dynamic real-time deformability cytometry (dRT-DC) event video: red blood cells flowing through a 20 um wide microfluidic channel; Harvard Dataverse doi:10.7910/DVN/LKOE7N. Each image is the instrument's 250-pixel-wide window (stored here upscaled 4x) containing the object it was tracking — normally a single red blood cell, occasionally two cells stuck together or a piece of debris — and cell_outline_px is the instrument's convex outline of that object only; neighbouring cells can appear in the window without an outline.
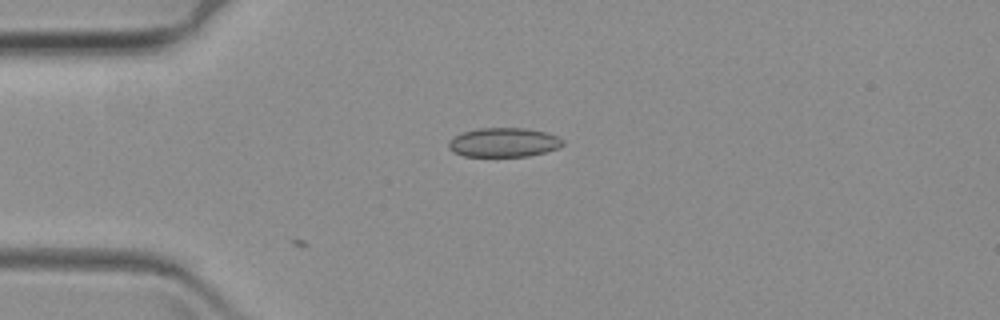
{"species": "common noctule bat (a hibernating species)", "species_latin": "Nyctalus noctula", "temperature_condition": "warm", "stored_images_in_passage": 35, "camera_frame_rate_fps": 3000, "um_per_image_px": 0.085, "animal": {"sex": "female", "body_mass_g": 19.3, "forearm_length_mm": 54.1}, "frame": {"image": 1, "passage_image": 1, "time_ms": 0.0, "image_size_px": [1000, 320], "cell_outline_px": [[564, 144], [560, 148], [528, 156], [464, 156], [452, 152], [448, 148], [448, 140], [464, 132], [480, 128], [524, 128], [548, 132], [564, 140]], "centroid_in_image_um": [42.83, 12.11], "position_along_channel_um": 42.2, "area_um2": 19.48}}
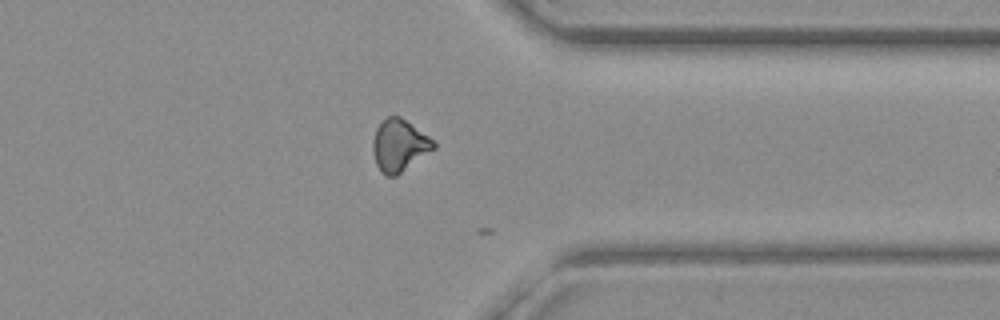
{"frame": {"image": 2, "passage_image": 34, "time_ms": 11.0, "image_size_px": [1000, 320], "cell_outline_px": [[436, 148], [396, 176], [384, 176], [380, 172], [376, 164], [372, 152], [372, 140], [376, 128], [388, 116], [400, 116], [428, 136], [436, 144]], "centroid_in_image_um": [33.91, 12.38], "position_along_channel_um": 377.5, "area_um2": 18.44}}